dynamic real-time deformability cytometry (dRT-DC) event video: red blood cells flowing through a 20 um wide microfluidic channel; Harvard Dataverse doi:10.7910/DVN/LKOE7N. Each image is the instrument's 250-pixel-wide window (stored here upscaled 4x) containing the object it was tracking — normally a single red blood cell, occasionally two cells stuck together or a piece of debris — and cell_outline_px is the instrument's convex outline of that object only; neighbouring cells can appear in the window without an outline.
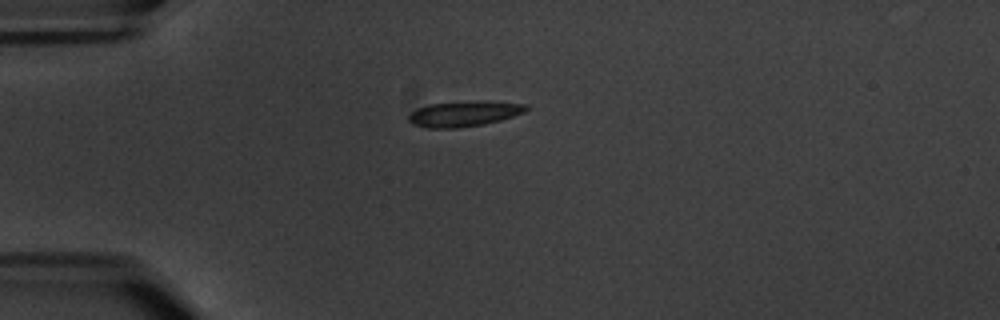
{"species": "common noctule bat (a hibernating species)", "species_latin": "Nyctalus noctula", "temperature_condition": "warm", "stored_images_in_passage": 7, "camera_frame_rate_fps": 3000, "um_per_image_px": 0.085, "animal": {"sex": "male", "body_mass_g": 20.1, "forearm_length_mm": 53.5}, "frame": {"image": 1, "passage_image": 1, "time_ms": 0.0, "image_size_px": [1000, 320], "cell_outline_px": [[528, 108], [524, 112], [500, 120], [484, 124], [456, 128], [424, 128], [412, 124], [408, 120], [408, 116], [416, 108], [428, 104], [484, 100], [488, 100], [528, 104]], "centroid_in_image_um": [39.43, 9.66], "position_along_channel_um": 45.6, "area_um2": 17.63}}
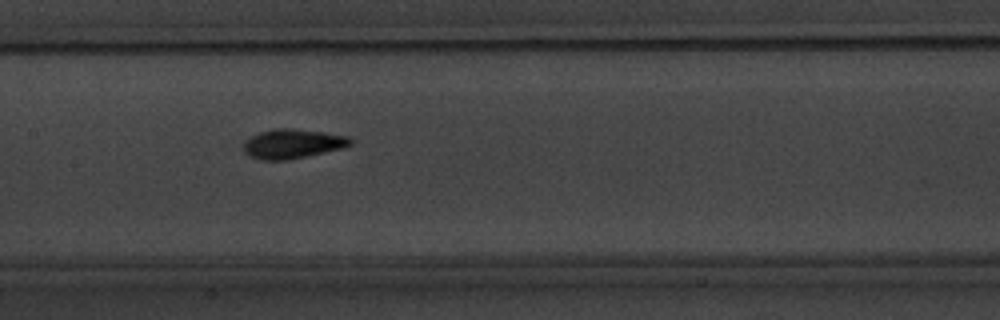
{"frame": {"image": 2, "passage_image": 5, "time_ms": 4.667, "image_size_px": [1000, 320], "cell_outline_px": [[352, 144], [344, 148], [288, 160], [260, 160], [248, 156], [244, 152], [244, 140], [260, 132], [272, 128], [292, 128], [324, 132], [348, 136], [352, 140]], "centroid_in_image_um": [24.86, 12.22], "position_along_channel_um": 182.5, "area_um2": 18.5}}